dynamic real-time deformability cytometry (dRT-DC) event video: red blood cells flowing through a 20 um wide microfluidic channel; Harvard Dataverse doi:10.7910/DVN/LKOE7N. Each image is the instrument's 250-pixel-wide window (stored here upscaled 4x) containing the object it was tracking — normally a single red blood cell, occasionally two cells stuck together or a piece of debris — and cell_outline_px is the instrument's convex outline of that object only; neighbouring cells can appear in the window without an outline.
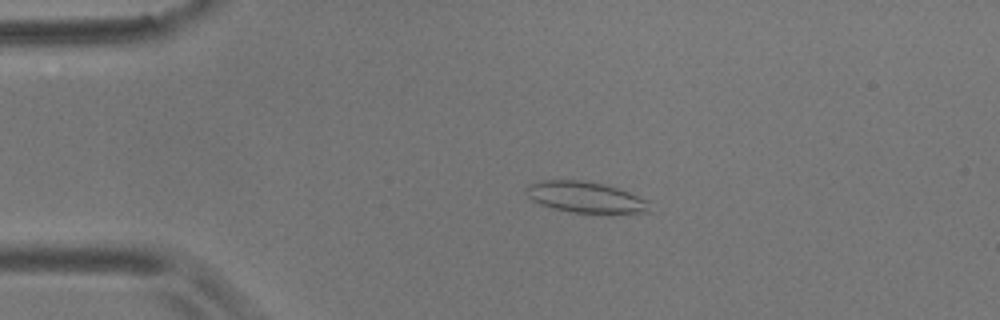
{"species": "common noctule bat (a hibernating species)", "species_latin": "Nyctalus noctula", "temperature_condition": "room temperature", "stored_images_in_passage": 47, "camera_frame_rate_fps": 3000, "um_per_image_px": 0.085, "animal": {"sex": "male", "body_mass_g": 17.9}, "frame": {"image": 1, "passage_image": 3, "time_ms": 0.667, "image_size_px": [1000, 320], "cell_outline_px": [[652, 212], [608, 216], [572, 212], [552, 208], [540, 204], [532, 200], [524, 192], [524, 188], [528, 184], [540, 180], [580, 180], [604, 184], [628, 192], [648, 200]], "centroid_in_image_um": [49.81, 16.81], "position_along_channel_um": 35.2, "area_um2": 23.29}}
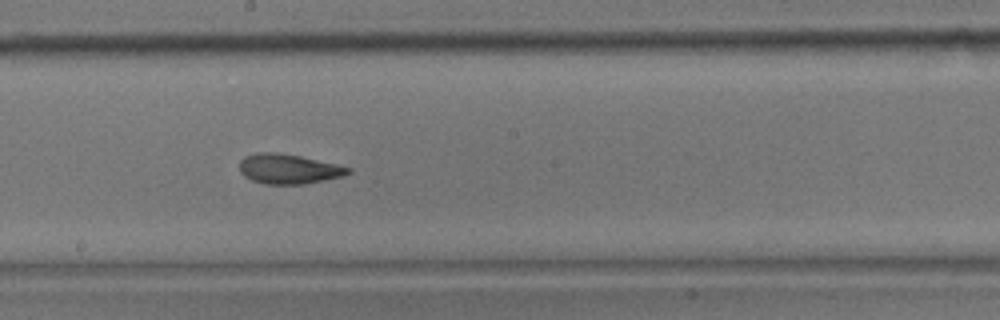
{"frame": {"image": 2, "passage_image": 22, "time_ms": 7.0, "image_size_px": [1000, 320], "cell_outline_px": [[352, 172], [344, 176], [304, 184], [264, 184], [252, 180], [244, 176], [240, 172], [240, 160], [244, 156], [256, 152], [276, 152], [300, 156], [336, 164], [352, 168]], "centroid_in_image_um": [24.52, 14.35], "position_along_channel_um": 223.7, "area_um2": 18.96}}
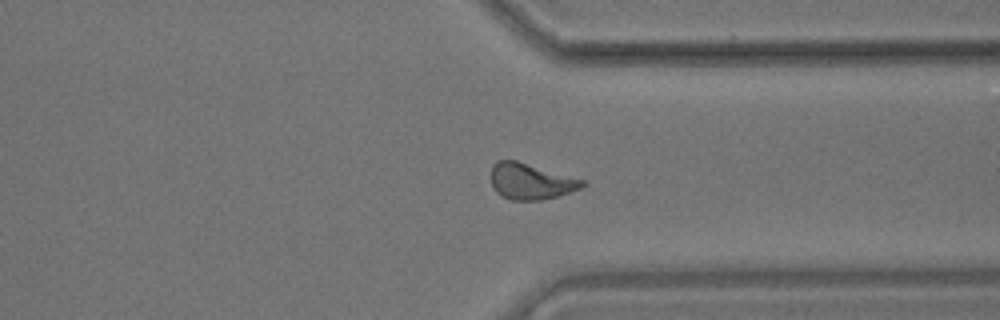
{"frame": {"image": 3, "passage_image": 34, "time_ms": 11.0, "image_size_px": [1000, 320], "cell_outline_px": [[588, 184], [580, 188], [560, 196], [544, 200], [512, 200], [496, 192], [492, 184], [492, 164], [496, 160], [516, 160], [588, 180]], "centroid_in_image_um": [45.18, 15.41], "position_along_channel_um": 366.2, "area_um2": 19.48}, "authors_computed_cell_mechanics": {"area_um2": 19.1318, "velocity_mm_per_s": 3.5777, "shape_relaxation_time_tau1_ms": 4.7215, "shape_relaxation_time_tau2_ms": 2.3273, "deformation_change_tau1": 0.1392, "deformation_change_tau2": 0.097}}